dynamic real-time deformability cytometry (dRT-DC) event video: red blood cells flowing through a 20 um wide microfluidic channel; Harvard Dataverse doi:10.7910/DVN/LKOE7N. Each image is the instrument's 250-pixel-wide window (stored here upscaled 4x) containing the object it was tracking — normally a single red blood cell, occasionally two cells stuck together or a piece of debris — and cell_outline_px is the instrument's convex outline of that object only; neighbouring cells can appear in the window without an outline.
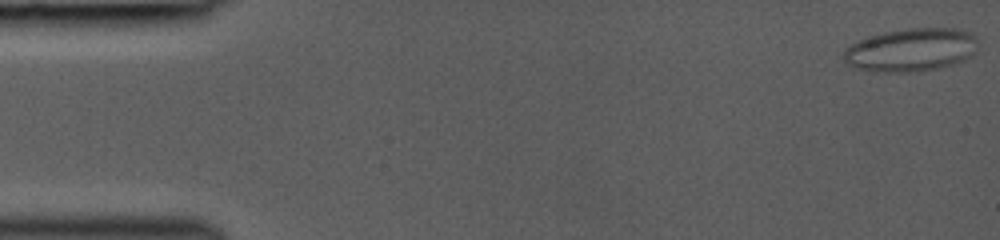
{"species": "common noctule bat (a hibernating species)", "species_latin": "Nyctalus noctula", "temperature_condition": "room temperature", "stored_images_in_passage": 85, "camera_frame_rate_fps": 3000, "um_per_image_px": 0.085, "animal": {"sex": "female", "body_mass_g": 19.0, "forearm_length_mm": 53.3}, "frame": {"image": 1, "passage_image": 1, "time_ms": 0.0, "image_size_px": [1000, 240], "cell_outline_px": [[976, 52], [972, 56], [956, 64], [916, 72], [884, 72], [860, 68], [848, 64], [840, 56], [844, 48], [868, 36], [884, 32], [908, 28], [960, 28], [972, 32], [976, 36]], "centroid_in_image_um": [77.47, 4.23], "position_along_channel_um": 7.5, "area_um2": 34.1}}
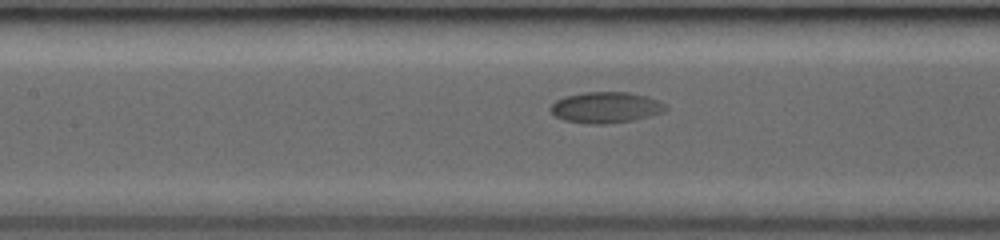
{"frame": {"image": 2, "passage_image": 52, "time_ms": 7.333, "image_size_px": [1000, 240], "cell_outline_px": [[668, 108], [664, 112], [632, 120], [604, 124], [588, 124], [564, 120], [556, 116], [548, 108], [556, 100], [564, 96], [584, 92], [628, 92], [648, 96], [668, 104]], "centroid_in_image_um": [51.51, 9.12], "position_along_channel_um": 155.9, "area_um2": 20.92}}
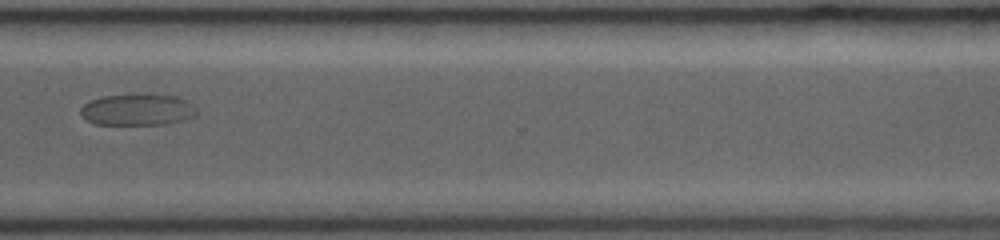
{"frame": {"image": 3, "passage_image": 84, "time_ms": 12.333, "image_size_px": [1000, 240], "cell_outline_px": [[196, 116], [184, 120], [164, 124], [92, 124], [84, 120], [80, 112], [80, 108], [84, 104], [100, 96], [176, 96], [192, 104], [196, 108]], "centroid_in_image_um": [11.65, 9.36], "position_along_channel_um": 359.0, "area_um2": 20.81}}